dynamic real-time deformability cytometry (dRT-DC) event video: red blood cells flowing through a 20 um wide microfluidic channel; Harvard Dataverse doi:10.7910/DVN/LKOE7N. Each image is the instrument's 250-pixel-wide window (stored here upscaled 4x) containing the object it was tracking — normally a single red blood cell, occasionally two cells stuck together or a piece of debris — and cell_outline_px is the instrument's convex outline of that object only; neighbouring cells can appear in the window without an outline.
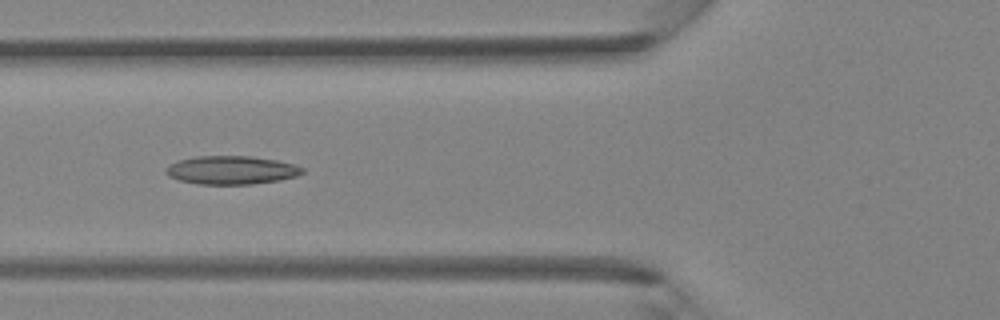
{"species": "Egyptian fruit bat (a non-hibernating species)", "species_latin": "Rousettus aegyptiacus", "temperature_condition": "room temperature", "stored_images_in_passage": 4, "camera_frame_rate_fps": 3000, "um_per_image_px": 0.085, "animal": {"sex": "female"}, "frame": {"image": 1, "passage_image": 4, "time_ms": 3.333, "image_size_px": [1000, 320], "cell_outline_px": [[304, 172], [296, 176], [280, 180], [252, 184], [196, 184], [180, 180], [168, 176], [164, 172], [172, 164], [180, 160], [196, 156], [248, 156], [276, 160], [292, 164], [304, 168]], "centroid_in_image_um": [19.68, 14.46], "position_along_channel_um": 106.1, "area_um2": 22.37}}